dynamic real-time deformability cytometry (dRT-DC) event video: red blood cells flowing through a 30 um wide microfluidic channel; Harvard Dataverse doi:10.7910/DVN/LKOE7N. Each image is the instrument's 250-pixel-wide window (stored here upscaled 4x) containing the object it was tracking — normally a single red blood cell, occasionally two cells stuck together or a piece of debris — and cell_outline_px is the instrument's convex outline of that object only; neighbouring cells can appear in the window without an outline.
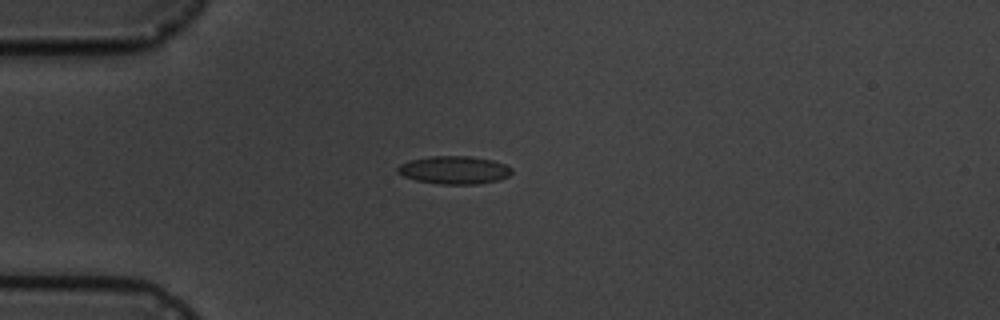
{"species": "common noctule bat (a hibernating species)", "species_latin": "Nyctalus noctula", "temperature_condition": "cold", "stored_images_in_passage": 4, "camera_frame_rate_fps": 3000, "um_per_image_px": 0.085, "animal": {"sex": "male", "body_mass_g": 19.5, "forearm_length_mm": 54.6}, "frame": {"image": 1, "passage_image": 4, "time_ms": 3.333, "image_size_px": [1000, 320], "cell_outline_px": [[512, 172], [508, 176], [500, 180], [480, 184], [440, 184], [416, 180], [404, 176], [396, 172], [396, 168], [400, 164], [412, 160], [432, 156], [468, 156], [492, 160], [504, 164], [512, 168]], "centroid_in_image_um": [38.62, 14.46], "position_along_channel_um": 46.4, "area_um2": 18.55}}